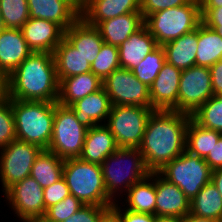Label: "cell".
I'll list each match as a JSON object with an SVG mask.
<instances>
[{
  "label": "cell",
  "instance_id": "1",
  "mask_svg": "<svg viewBox=\"0 0 222 222\" xmlns=\"http://www.w3.org/2000/svg\"><path fill=\"white\" fill-rule=\"evenodd\" d=\"M191 115L174 110H154L138 147L150 172H158L186 150Z\"/></svg>",
  "mask_w": 222,
  "mask_h": 222
},
{
  "label": "cell",
  "instance_id": "2",
  "mask_svg": "<svg viewBox=\"0 0 222 222\" xmlns=\"http://www.w3.org/2000/svg\"><path fill=\"white\" fill-rule=\"evenodd\" d=\"M6 96L17 100L58 102L59 80L53 53L32 52L6 77Z\"/></svg>",
  "mask_w": 222,
  "mask_h": 222
},
{
  "label": "cell",
  "instance_id": "3",
  "mask_svg": "<svg viewBox=\"0 0 222 222\" xmlns=\"http://www.w3.org/2000/svg\"><path fill=\"white\" fill-rule=\"evenodd\" d=\"M101 167L106 193L114 203L119 202L134 183L150 174L138 148L119 147Z\"/></svg>",
  "mask_w": 222,
  "mask_h": 222
},
{
  "label": "cell",
  "instance_id": "4",
  "mask_svg": "<svg viewBox=\"0 0 222 222\" xmlns=\"http://www.w3.org/2000/svg\"><path fill=\"white\" fill-rule=\"evenodd\" d=\"M16 139L48 149L53 132L55 103L11 99Z\"/></svg>",
  "mask_w": 222,
  "mask_h": 222
},
{
  "label": "cell",
  "instance_id": "5",
  "mask_svg": "<svg viewBox=\"0 0 222 222\" xmlns=\"http://www.w3.org/2000/svg\"><path fill=\"white\" fill-rule=\"evenodd\" d=\"M63 178L70 194L84 205L111 207L114 204L106 193L101 165L80 158L66 159Z\"/></svg>",
  "mask_w": 222,
  "mask_h": 222
},
{
  "label": "cell",
  "instance_id": "6",
  "mask_svg": "<svg viewBox=\"0 0 222 222\" xmlns=\"http://www.w3.org/2000/svg\"><path fill=\"white\" fill-rule=\"evenodd\" d=\"M201 22L200 0L155 12L144 19V24L160 46L192 32Z\"/></svg>",
  "mask_w": 222,
  "mask_h": 222
},
{
  "label": "cell",
  "instance_id": "7",
  "mask_svg": "<svg viewBox=\"0 0 222 222\" xmlns=\"http://www.w3.org/2000/svg\"><path fill=\"white\" fill-rule=\"evenodd\" d=\"M158 173L170 183L178 186L191 201L211 181L212 170L204 158L185 150Z\"/></svg>",
  "mask_w": 222,
  "mask_h": 222
},
{
  "label": "cell",
  "instance_id": "8",
  "mask_svg": "<svg viewBox=\"0 0 222 222\" xmlns=\"http://www.w3.org/2000/svg\"><path fill=\"white\" fill-rule=\"evenodd\" d=\"M88 128L83 126L69 106L55 102L53 132L47 150L63 160L79 158Z\"/></svg>",
  "mask_w": 222,
  "mask_h": 222
},
{
  "label": "cell",
  "instance_id": "9",
  "mask_svg": "<svg viewBox=\"0 0 222 222\" xmlns=\"http://www.w3.org/2000/svg\"><path fill=\"white\" fill-rule=\"evenodd\" d=\"M153 108L114 105L105 125L109 128L118 147L138 148Z\"/></svg>",
  "mask_w": 222,
  "mask_h": 222
},
{
  "label": "cell",
  "instance_id": "10",
  "mask_svg": "<svg viewBox=\"0 0 222 222\" xmlns=\"http://www.w3.org/2000/svg\"><path fill=\"white\" fill-rule=\"evenodd\" d=\"M42 150L36 144L17 139L0 150V182L3 193L16 182L30 176L33 163Z\"/></svg>",
  "mask_w": 222,
  "mask_h": 222
},
{
  "label": "cell",
  "instance_id": "11",
  "mask_svg": "<svg viewBox=\"0 0 222 222\" xmlns=\"http://www.w3.org/2000/svg\"><path fill=\"white\" fill-rule=\"evenodd\" d=\"M7 207L11 208L14 217L20 222H34L42 219L46 209L44 189L31 176L16 182L3 194Z\"/></svg>",
  "mask_w": 222,
  "mask_h": 222
},
{
  "label": "cell",
  "instance_id": "12",
  "mask_svg": "<svg viewBox=\"0 0 222 222\" xmlns=\"http://www.w3.org/2000/svg\"><path fill=\"white\" fill-rule=\"evenodd\" d=\"M112 106L128 105L152 108L150 87L139 81L131 70L119 68L102 81Z\"/></svg>",
  "mask_w": 222,
  "mask_h": 222
},
{
  "label": "cell",
  "instance_id": "13",
  "mask_svg": "<svg viewBox=\"0 0 222 222\" xmlns=\"http://www.w3.org/2000/svg\"><path fill=\"white\" fill-rule=\"evenodd\" d=\"M213 96L210 69L192 66L181 71L178 105L173 110L192 115Z\"/></svg>",
  "mask_w": 222,
  "mask_h": 222
},
{
  "label": "cell",
  "instance_id": "14",
  "mask_svg": "<svg viewBox=\"0 0 222 222\" xmlns=\"http://www.w3.org/2000/svg\"><path fill=\"white\" fill-rule=\"evenodd\" d=\"M21 31L33 52L53 53L65 37V30L59 24L39 18H29Z\"/></svg>",
  "mask_w": 222,
  "mask_h": 222
},
{
  "label": "cell",
  "instance_id": "15",
  "mask_svg": "<svg viewBox=\"0 0 222 222\" xmlns=\"http://www.w3.org/2000/svg\"><path fill=\"white\" fill-rule=\"evenodd\" d=\"M181 70L165 61L150 86V101L154 110H173L178 105Z\"/></svg>",
  "mask_w": 222,
  "mask_h": 222
},
{
  "label": "cell",
  "instance_id": "16",
  "mask_svg": "<svg viewBox=\"0 0 222 222\" xmlns=\"http://www.w3.org/2000/svg\"><path fill=\"white\" fill-rule=\"evenodd\" d=\"M156 216L183 218L190 213V201L175 184L155 172Z\"/></svg>",
  "mask_w": 222,
  "mask_h": 222
},
{
  "label": "cell",
  "instance_id": "17",
  "mask_svg": "<svg viewBox=\"0 0 222 222\" xmlns=\"http://www.w3.org/2000/svg\"><path fill=\"white\" fill-rule=\"evenodd\" d=\"M75 113L76 119L86 128L90 129L98 124H105L112 103L105 89L90 93L69 106Z\"/></svg>",
  "mask_w": 222,
  "mask_h": 222
},
{
  "label": "cell",
  "instance_id": "18",
  "mask_svg": "<svg viewBox=\"0 0 222 222\" xmlns=\"http://www.w3.org/2000/svg\"><path fill=\"white\" fill-rule=\"evenodd\" d=\"M32 52L21 29L5 28L0 33V72L8 77Z\"/></svg>",
  "mask_w": 222,
  "mask_h": 222
},
{
  "label": "cell",
  "instance_id": "19",
  "mask_svg": "<svg viewBox=\"0 0 222 222\" xmlns=\"http://www.w3.org/2000/svg\"><path fill=\"white\" fill-rule=\"evenodd\" d=\"M30 18L59 24L65 31L79 18L80 11L68 0H27Z\"/></svg>",
  "mask_w": 222,
  "mask_h": 222
},
{
  "label": "cell",
  "instance_id": "20",
  "mask_svg": "<svg viewBox=\"0 0 222 222\" xmlns=\"http://www.w3.org/2000/svg\"><path fill=\"white\" fill-rule=\"evenodd\" d=\"M131 12L140 11V0H88L80 11V17L89 25Z\"/></svg>",
  "mask_w": 222,
  "mask_h": 222
},
{
  "label": "cell",
  "instance_id": "21",
  "mask_svg": "<svg viewBox=\"0 0 222 222\" xmlns=\"http://www.w3.org/2000/svg\"><path fill=\"white\" fill-rule=\"evenodd\" d=\"M158 46L155 38L143 24L118 47L121 68L132 70Z\"/></svg>",
  "mask_w": 222,
  "mask_h": 222
},
{
  "label": "cell",
  "instance_id": "22",
  "mask_svg": "<svg viewBox=\"0 0 222 222\" xmlns=\"http://www.w3.org/2000/svg\"><path fill=\"white\" fill-rule=\"evenodd\" d=\"M114 136L105 124H98L87 130L80 159L101 165L118 149Z\"/></svg>",
  "mask_w": 222,
  "mask_h": 222
},
{
  "label": "cell",
  "instance_id": "23",
  "mask_svg": "<svg viewBox=\"0 0 222 222\" xmlns=\"http://www.w3.org/2000/svg\"><path fill=\"white\" fill-rule=\"evenodd\" d=\"M65 38L77 49L90 65L98 56L104 43L99 30L81 17L65 31Z\"/></svg>",
  "mask_w": 222,
  "mask_h": 222
},
{
  "label": "cell",
  "instance_id": "24",
  "mask_svg": "<svg viewBox=\"0 0 222 222\" xmlns=\"http://www.w3.org/2000/svg\"><path fill=\"white\" fill-rule=\"evenodd\" d=\"M143 24L141 12H131L99 22L95 27L99 30L104 43L119 47Z\"/></svg>",
  "mask_w": 222,
  "mask_h": 222
},
{
  "label": "cell",
  "instance_id": "25",
  "mask_svg": "<svg viewBox=\"0 0 222 222\" xmlns=\"http://www.w3.org/2000/svg\"><path fill=\"white\" fill-rule=\"evenodd\" d=\"M124 198L120 199L124 201L118 202L121 203V207L133 212L156 215L155 172H150L147 177L134 183Z\"/></svg>",
  "mask_w": 222,
  "mask_h": 222
},
{
  "label": "cell",
  "instance_id": "26",
  "mask_svg": "<svg viewBox=\"0 0 222 222\" xmlns=\"http://www.w3.org/2000/svg\"><path fill=\"white\" fill-rule=\"evenodd\" d=\"M165 52V60L178 69L186 70L196 65V53L198 49L197 28L192 32L162 45Z\"/></svg>",
  "mask_w": 222,
  "mask_h": 222
},
{
  "label": "cell",
  "instance_id": "27",
  "mask_svg": "<svg viewBox=\"0 0 222 222\" xmlns=\"http://www.w3.org/2000/svg\"><path fill=\"white\" fill-rule=\"evenodd\" d=\"M101 87L102 80L93 72L64 78L59 83L58 103L63 106H71L77 100L98 91Z\"/></svg>",
  "mask_w": 222,
  "mask_h": 222
},
{
  "label": "cell",
  "instance_id": "28",
  "mask_svg": "<svg viewBox=\"0 0 222 222\" xmlns=\"http://www.w3.org/2000/svg\"><path fill=\"white\" fill-rule=\"evenodd\" d=\"M59 83L67 77L91 72V65L64 37L53 51Z\"/></svg>",
  "mask_w": 222,
  "mask_h": 222
},
{
  "label": "cell",
  "instance_id": "29",
  "mask_svg": "<svg viewBox=\"0 0 222 222\" xmlns=\"http://www.w3.org/2000/svg\"><path fill=\"white\" fill-rule=\"evenodd\" d=\"M197 36L196 66L210 68L222 59V38L202 22L197 27Z\"/></svg>",
  "mask_w": 222,
  "mask_h": 222
},
{
  "label": "cell",
  "instance_id": "30",
  "mask_svg": "<svg viewBox=\"0 0 222 222\" xmlns=\"http://www.w3.org/2000/svg\"><path fill=\"white\" fill-rule=\"evenodd\" d=\"M64 160L43 149L33 163L30 176L44 189L63 177Z\"/></svg>",
  "mask_w": 222,
  "mask_h": 222
},
{
  "label": "cell",
  "instance_id": "31",
  "mask_svg": "<svg viewBox=\"0 0 222 222\" xmlns=\"http://www.w3.org/2000/svg\"><path fill=\"white\" fill-rule=\"evenodd\" d=\"M190 213L222 222V197L211 181L190 201Z\"/></svg>",
  "mask_w": 222,
  "mask_h": 222
},
{
  "label": "cell",
  "instance_id": "32",
  "mask_svg": "<svg viewBox=\"0 0 222 222\" xmlns=\"http://www.w3.org/2000/svg\"><path fill=\"white\" fill-rule=\"evenodd\" d=\"M221 136V132L201 127L190 119L186 133V151L205 158Z\"/></svg>",
  "mask_w": 222,
  "mask_h": 222
},
{
  "label": "cell",
  "instance_id": "33",
  "mask_svg": "<svg viewBox=\"0 0 222 222\" xmlns=\"http://www.w3.org/2000/svg\"><path fill=\"white\" fill-rule=\"evenodd\" d=\"M191 119L201 127L222 133V95L209 98L191 115Z\"/></svg>",
  "mask_w": 222,
  "mask_h": 222
},
{
  "label": "cell",
  "instance_id": "34",
  "mask_svg": "<svg viewBox=\"0 0 222 222\" xmlns=\"http://www.w3.org/2000/svg\"><path fill=\"white\" fill-rule=\"evenodd\" d=\"M165 61L164 49L159 45L131 71L139 81L150 87L162 69Z\"/></svg>",
  "mask_w": 222,
  "mask_h": 222
},
{
  "label": "cell",
  "instance_id": "35",
  "mask_svg": "<svg viewBox=\"0 0 222 222\" xmlns=\"http://www.w3.org/2000/svg\"><path fill=\"white\" fill-rule=\"evenodd\" d=\"M5 28L21 29L30 18L27 0H0Z\"/></svg>",
  "mask_w": 222,
  "mask_h": 222
},
{
  "label": "cell",
  "instance_id": "36",
  "mask_svg": "<svg viewBox=\"0 0 222 222\" xmlns=\"http://www.w3.org/2000/svg\"><path fill=\"white\" fill-rule=\"evenodd\" d=\"M121 68L119 63V49L117 46L103 43L97 58L91 65L93 72L102 81L114 70Z\"/></svg>",
  "mask_w": 222,
  "mask_h": 222
},
{
  "label": "cell",
  "instance_id": "37",
  "mask_svg": "<svg viewBox=\"0 0 222 222\" xmlns=\"http://www.w3.org/2000/svg\"><path fill=\"white\" fill-rule=\"evenodd\" d=\"M14 140H16V129L11 99L5 96L0 100V150Z\"/></svg>",
  "mask_w": 222,
  "mask_h": 222
},
{
  "label": "cell",
  "instance_id": "38",
  "mask_svg": "<svg viewBox=\"0 0 222 222\" xmlns=\"http://www.w3.org/2000/svg\"><path fill=\"white\" fill-rule=\"evenodd\" d=\"M83 205L80 200L70 194L61 202L47 208L42 219L46 222H63Z\"/></svg>",
  "mask_w": 222,
  "mask_h": 222
},
{
  "label": "cell",
  "instance_id": "39",
  "mask_svg": "<svg viewBox=\"0 0 222 222\" xmlns=\"http://www.w3.org/2000/svg\"><path fill=\"white\" fill-rule=\"evenodd\" d=\"M109 207L96 205H83L76 213L63 222H100L102 214Z\"/></svg>",
  "mask_w": 222,
  "mask_h": 222
},
{
  "label": "cell",
  "instance_id": "40",
  "mask_svg": "<svg viewBox=\"0 0 222 222\" xmlns=\"http://www.w3.org/2000/svg\"><path fill=\"white\" fill-rule=\"evenodd\" d=\"M70 195L69 188L66 184L65 179L62 177L60 180L44 188V204L45 209L50 206L61 202L67 196Z\"/></svg>",
  "mask_w": 222,
  "mask_h": 222
},
{
  "label": "cell",
  "instance_id": "41",
  "mask_svg": "<svg viewBox=\"0 0 222 222\" xmlns=\"http://www.w3.org/2000/svg\"><path fill=\"white\" fill-rule=\"evenodd\" d=\"M191 0H140V11L143 19L155 12L173 7L183 6Z\"/></svg>",
  "mask_w": 222,
  "mask_h": 222
},
{
  "label": "cell",
  "instance_id": "42",
  "mask_svg": "<svg viewBox=\"0 0 222 222\" xmlns=\"http://www.w3.org/2000/svg\"><path fill=\"white\" fill-rule=\"evenodd\" d=\"M112 207L122 216L124 222H155V214L133 212L121 208L118 202H115Z\"/></svg>",
  "mask_w": 222,
  "mask_h": 222
},
{
  "label": "cell",
  "instance_id": "43",
  "mask_svg": "<svg viewBox=\"0 0 222 222\" xmlns=\"http://www.w3.org/2000/svg\"><path fill=\"white\" fill-rule=\"evenodd\" d=\"M202 23L211 29H222V7L201 9Z\"/></svg>",
  "mask_w": 222,
  "mask_h": 222
},
{
  "label": "cell",
  "instance_id": "44",
  "mask_svg": "<svg viewBox=\"0 0 222 222\" xmlns=\"http://www.w3.org/2000/svg\"><path fill=\"white\" fill-rule=\"evenodd\" d=\"M204 159L212 171L222 169V136Z\"/></svg>",
  "mask_w": 222,
  "mask_h": 222
},
{
  "label": "cell",
  "instance_id": "45",
  "mask_svg": "<svg viewBox=\"0 0 222 222\" xmlns=\"http://www.w3.org/2000/svg\"><path fill=\"white\" fill-rule=\"evenodd\" d=\"M209 69L214 96L222 95V59L212 65Z\"/></svg>",
  "mask_w": 222,
  "mask_h": 222
},
{
  "label": "cell",
  "instance_id": "46",
  "mask_svg": "<svg viewBox=\"0 0 222 222\" xmlns=\"http://www.w3.org/2000/svg\"><path fill=\"white\" fill-rule=\"evenodd\" d=\"M100 222H124L122 216L111 206L103 214Z\"/></svg>",
  "mask_w": 222,
  "mask_h": 222
},
{
  "label": "cell",
  "instance_id": "47",
  "mask_svg": "<svg viewBox=\"0 0 222 222\" xmlns=\"http://www.w3.org/2000/svg\"><path fill=\"white\" fill-rule=\"evenodd\" d=\"M211 182L216 186L222 197V169L213 170L211 173Z\"/></svg>",
  "mask_w": 222,
  "mask_h": 222
},
{
  "label": "cell",
  "instance_id": "48",
  "mask_svg": "<svg viewBox=\"0 0 222 222\" xmlns=\"http://www.w3.org/2000/svg\"><path fill=\"white\" fill-rule=\"evenodd\" d=\"M222 7V0H200V9Z\"/></svg>",
  "mask_w": 222,
  "mask_h": 222
},
{
  "label": "cell",
  "instance_id": "49",
  "mask_svg": "<svg viewBox=\"0 0 222 222\" xmlns=\"http://www.w3.org/2000/svg\"><path fill=\"white\" fill-rule=\"evenodd\" d=\"M182 222H218V221L210 218H202L194 216L193 214L188 213L185 217L182 218Z\"/></svg>",
  "mask_w": 222,
  "mask_h": 222
},
{
  "label": "cell",
  "instance_id": "50",
  "mask_svg": "<svg viewBox=\"0 0 222 222\" xmlns=\"http://www.w3.org/2000/svg\"><path fill=\"white\" fill-rule=\"evenodd\" d=\"M155 222H182V218L172 216H156Z\"/></svg>",
  "mask_w": 222,
  "mask_h": 222
},
{
  "label": "cell",
  "instance_id": "51",
  "mask_svg": "<svg viewBox=\"0 0 222 222\" xmlns=\"http://www.w3.org/2000/svg\"><path fill=\"white\" fill-rule=\"evenodd\" d=\"M6 96V77L0 72V100Z\"/></svg>",
  "mask_w": 222,
  "mask_h": 222
},
{
  "label": "cell",
  "instance_id": "52",
  "mask_svg": "<svg viewBox=\"0 0 222 222\" xmlns=\"http://www.w3.org/2000/svg\"><path fill=\"white\" fill-rule=\"evenodd\" d=\"M73 4L79 11H81L87 4L88 0H68Z\"/></svg>",
  "mask_w": 222,
  "mask_h": 222
},
{
  "label": "cell",
  "instance_id": "53",
  "mask_svg": "<svg viewBox=\"0 0 222 222\" xmlns=\"http://www.w3.org/2000/svg\"><path fill=\"white\" fill-rule=\"evenodd\" d=\"M5 29V25H4V22H3V18H2V15H1V11H0V33Z\"/></svg>",
  "mask_w": 222,
  "mask_h": 222
},
{
  "label": "cell",
  "instance_id": "54",
  "mask_svg": "<svg viewBox=\"0 0 222 222\" xmlns=\"http://www.w3.org/2000/svg\"><path fill=\"white\" fill-rule=\"evenodd\" d=\"M217 31V33L220 35V37L222 38V29H214Z\"/></svg>",
  "mask_w": 222,
  "mask_h": 222
},
{
  "label": "cell",
  "instance_id": "55",
  "mask_svg": "<svg viewBox=\"0 0 222 222\" xmlns=\"http://www.w3.org/2000/svg\"><path fill=\"white\" fill-rule=\"evenodd\" d=\"M34 222H46V221H44L43 219H39V220H36Z\"/></svg>",
  "mask_w": 222,
  "mask_h": 222
}]
</instances>
